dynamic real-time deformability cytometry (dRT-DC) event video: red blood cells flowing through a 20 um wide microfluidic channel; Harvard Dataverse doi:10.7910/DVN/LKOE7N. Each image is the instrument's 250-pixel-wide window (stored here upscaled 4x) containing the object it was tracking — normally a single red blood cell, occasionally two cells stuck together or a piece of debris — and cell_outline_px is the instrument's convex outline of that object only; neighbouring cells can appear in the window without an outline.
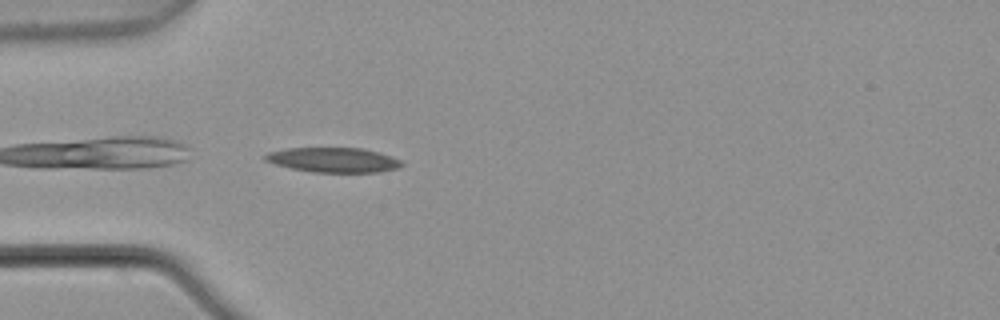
{"species": "common noctule bat (a hibernating species)", "species_latin": "Nyctalus noctula", "temperature_condition": "warm", "stored_images_in_passage": 5, "camera_frame_rate_fps": 3000, "um_per_image_px": 0.085, "animal": {"sex": "male", "body_mass_g": 21.5, "forearm_length_mm": 52.0}, "frame": {"image": 1, "passage_image": 5, "time_ms": 1.333, "image_size_px": [1000, 320], "cell_outline_px": [[404, 164], [400, 168], [380, 172], [312, 172], [292, 168], [276, 164], [264, 160], [264, 156], [268, 152], [288, 148], [360, 148], [392, 156], [400, 160]], "centroid_in_image_um": [28.36, 13.6], "position_along_channel_um": 56.6, "area_um2": 19.59}}